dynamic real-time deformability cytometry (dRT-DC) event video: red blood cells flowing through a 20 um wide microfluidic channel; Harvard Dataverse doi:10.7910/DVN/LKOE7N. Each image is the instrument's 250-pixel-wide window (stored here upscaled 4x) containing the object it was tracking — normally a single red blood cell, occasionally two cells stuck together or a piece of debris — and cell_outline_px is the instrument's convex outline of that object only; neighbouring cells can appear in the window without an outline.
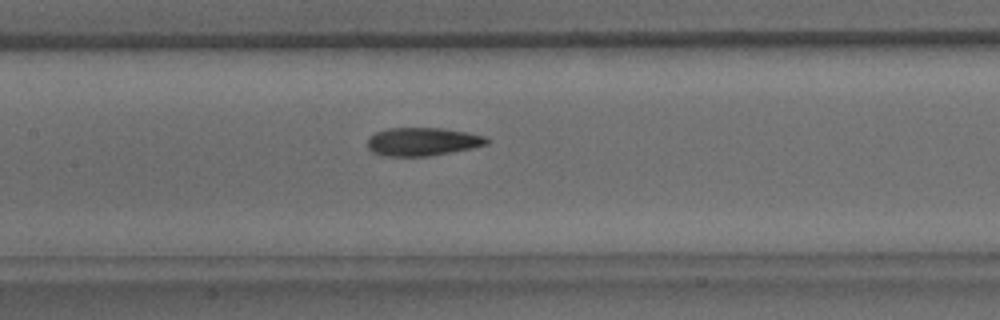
{"species": "common noctule bat (a hibernating species)", "species_latin": "Nyctalus noctula", "temperature_condition": "warm", "stored_images_in_passage": 30, "camera_frame_rate_fps": 3000, "um_per_image_px": 0.085, "animal": {"sex": "male", "body_mass_g": 15.6}, "frame": {"image": 1, "passage_image": 9, "time_ms": 2.667, "image_size_px": [1000, 320], "cell_outline_px": [[488, 144], [472, 148], [452, 152], [428, 156], [384, 156], [372, 152], [368, 148], [368, 136], [376, 132], [388, 128], [444, 128], [468, 132], [488, 136]], "centroid_in_image_um": [35.93, 12.03], "position_along_channel_um": 171.5, "area_um2": 19.83}}
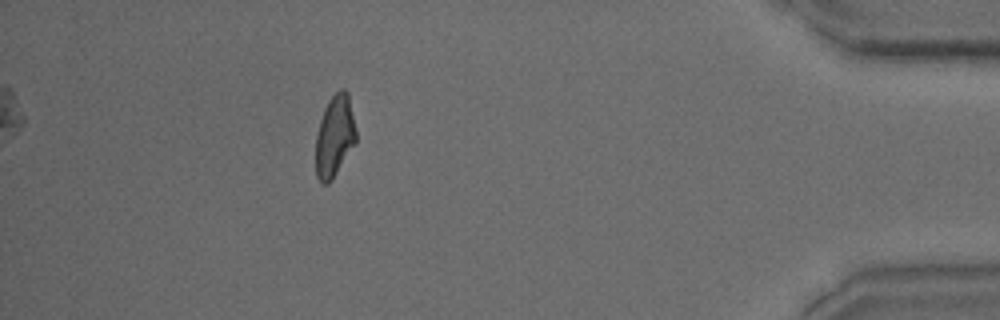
{"frame": {"image": 2, "passage_image": 26, "time_ms": 8.333, "image_size_px": [1000, 320], "cell_outline_px": [[356, 144], [332, 180], [328, 184], [320, 184], [316, 176], [316, 132], [324, 108], [328, 100], [340, 88], [344, 88], [348, 92], [356, 132]], "centroid_in_image_um": [28.44, 11.6], "position_along_channel_um": 406.8, "area_um2": 19.48}}